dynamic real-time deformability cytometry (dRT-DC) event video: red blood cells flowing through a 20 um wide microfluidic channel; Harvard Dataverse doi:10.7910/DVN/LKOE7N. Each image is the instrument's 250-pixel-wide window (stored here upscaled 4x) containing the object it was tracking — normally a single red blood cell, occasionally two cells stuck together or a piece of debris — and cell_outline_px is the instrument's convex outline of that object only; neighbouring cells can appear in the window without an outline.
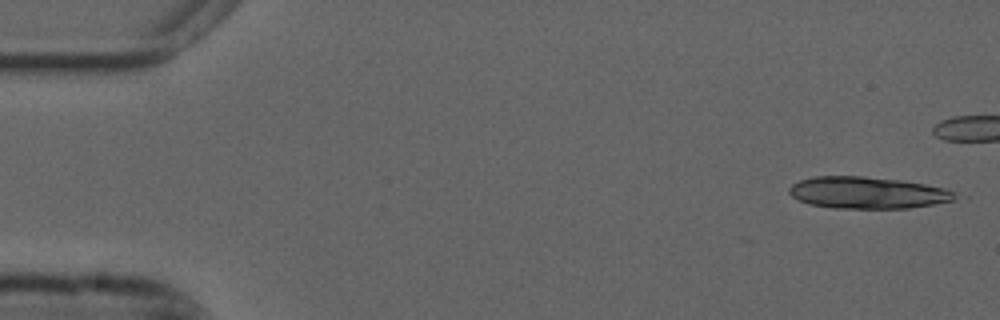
{"species": "common noctule bat (a hibernating species)", "species_latin": "Nyctalus noctula", "temperature_condition": "cold", "stored_images_in_passage": 4, "camera_frame_rate_fps": 3000, "um_per_image_px": 0.085, "animal": {"sex": "male", "forearm_length_mm": 52.5}, "frame": {"image": 1, "passage_image": 1, "time_ms": 0.0, "image_size_px": [1000, 320], "cell_outline_px": [[960, 196], [952, 200], [932, 204], [908, 208], [832, 208], [808, 204], [792, 196], [788, 192], [788, 188], [792, 184], [800, 180], [812, 176], [864, 176], [900, 180], [924, 184], [944, 188]], "centroid_in_image_um": [73.68, 16.37], "position_along_channel_um": 11.3, "area_um2": 30.63}}